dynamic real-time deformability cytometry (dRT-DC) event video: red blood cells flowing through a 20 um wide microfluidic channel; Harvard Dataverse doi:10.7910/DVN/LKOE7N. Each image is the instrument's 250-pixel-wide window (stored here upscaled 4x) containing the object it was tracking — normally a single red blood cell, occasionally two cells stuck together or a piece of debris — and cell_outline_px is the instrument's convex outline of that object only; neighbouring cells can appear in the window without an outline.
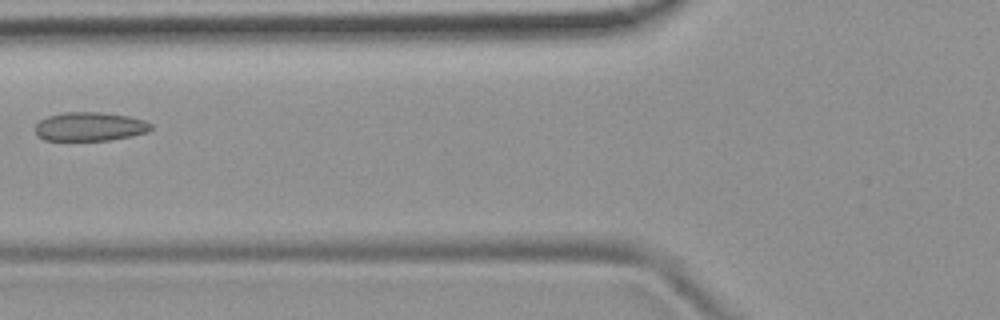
{"species": "common noctule bat (a hibernating species)", "species_latin": "Nyctalus noctula", "temperature_condition": "room temperature", "stored_images_in_passage": 3, "camera_frame_rate_fps": 3000, "um_per_image_px": 0.085, "animal": {"sex": "female", "body_mass_g": 19.9}, "frame": {"image": 1, "passage_image": 3, "time_ms": 2.333, "image_size_px": [1000, 320], "cell_outline_px": [[152, 128], [148, 132], [132, 136], [108, 140], [44, 140], [36, 132], [36, 124], [40, 120], [48, 116], [64, 112], [100, 112], [128, 116], [144, 120], [152, 124]], "centroid_in_image_um": [7.66, 10.75], "position_along_channel_um": 118.1, "area_um2": 19.36}}